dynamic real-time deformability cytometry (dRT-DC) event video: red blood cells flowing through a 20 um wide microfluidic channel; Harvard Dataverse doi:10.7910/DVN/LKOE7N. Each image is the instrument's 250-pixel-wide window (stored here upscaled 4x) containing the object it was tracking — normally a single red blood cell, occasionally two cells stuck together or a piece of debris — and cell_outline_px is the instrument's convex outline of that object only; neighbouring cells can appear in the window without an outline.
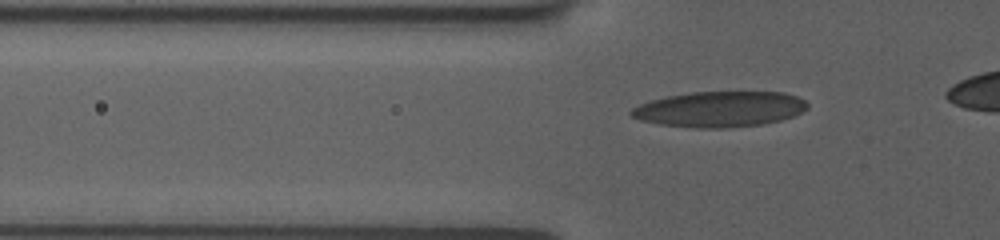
{"species": "human", "species_latin": "Homo sapiens", "temperature_condition": "room temperature", "stored_images_in_passage": 37, "camera_frame_rate_fps": 3000, "um_per_image_px": 0.085, "donor": {"sex": "female"}, "frame": {"image": 1, "passage_image": 7, "time_ms": 2.0, "image_size_px": [1000, 240], "cell_outline_px": [[808, 108], [792, 116], [780, 120], [764, 124], [728, 128], [696, 128], [660, 124], [640, 120], [632, 116], [628, 112], [632, 108], [640, 104], [652, 100], [668, 96], [692, 92], [784, 92], [796, 96], [804, 100], [808, 104]], "centroid_in_image_um": [61.18, 9.28], "position_along_channel_um": 64.6, "area_um2": 36.47}}
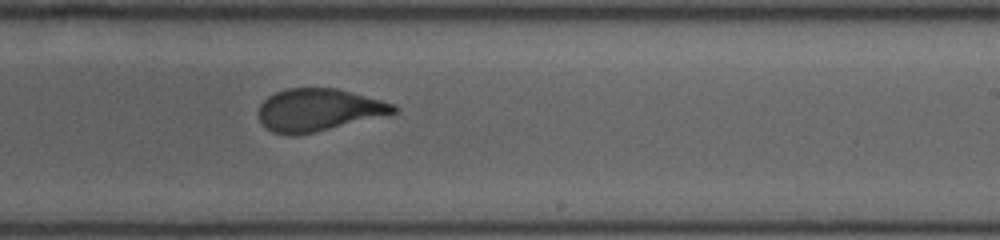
{"frame": {"image": 2, "passage_image": 23, "time_ms": 7.333, "image_size_px": [1000, 240], "cell_outline_px": [[400, 108], [396, 112], [296, 136], [288, 136], [272, 132], [260, 120], [256, 112], [260, 104], [268, 96], [276, 92], [288, 88], [336, 88], [396, 104]], "centroid_in_image_um": [27.02, 9.33], "position_along_channel_um": 262.0, "area_um2": 33.06}}
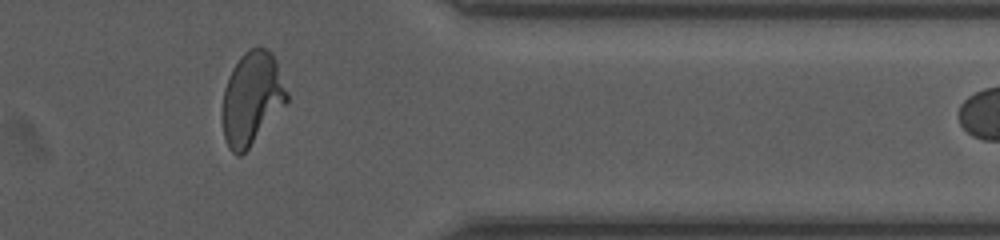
{"frame": {"image": 3, "passage_image": 34, "time_ms": 11.0, "image_size_px": [1000, 240], "cell_outline_px": [[288, 100], [248, 148], [240, 156], [236, 156], [228, 148], [224, 136], [224, 88], [232, 68], [240, 56], [244, 52], [252, 48], [264, 48], [272, 52], [276, 60], [288, 92]], "centroid_in_image_um": [21.42, 8.33], "position_along_channel_um": 390.0, "area_um2": 34.22}}